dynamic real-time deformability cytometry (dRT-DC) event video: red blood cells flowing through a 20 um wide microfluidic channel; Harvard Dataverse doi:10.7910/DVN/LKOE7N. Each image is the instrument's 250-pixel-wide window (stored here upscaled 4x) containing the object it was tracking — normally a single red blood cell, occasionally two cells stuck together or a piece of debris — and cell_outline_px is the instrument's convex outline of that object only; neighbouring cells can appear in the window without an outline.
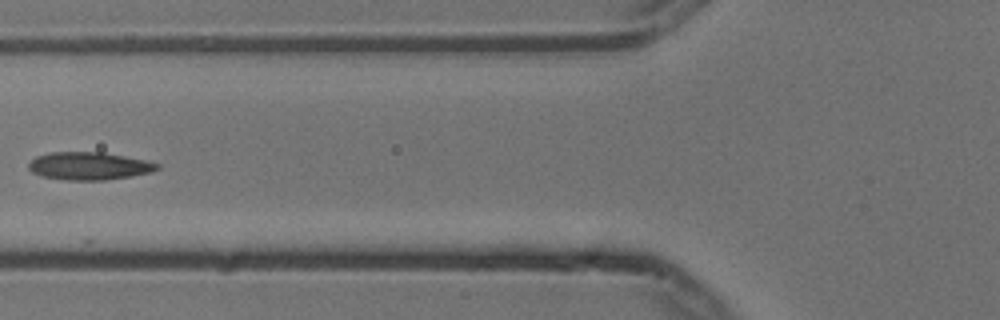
{"species": "common noctule bat (a hibernating species)", "species_latin": "Nyctalus noctula", "temperature_condition": "cold", "stored_images_in_passage": 8, "camera_frame_rate_fps": 3000, "um_per_image_px": 0.085, "animal": {"sex": "male", "body_mass_g": 13.3}, "frame": {"image": 1, "passage_image": 6, "time_ms": 1.667, "image_size_px": [1000, 320], "cell_outline_px": [[160, 168], [152, 172], [104, 180], [64, 180], [40, 176], [32, 172], [28, 168], [28, 164], [36, 156], [52, 152], [104, 152], [144, 160], [160, 164]], "centroid_in_image_um": [7.55, 14.11], "position_along_channel_um": 118.3, "area_um2": 20.75}}
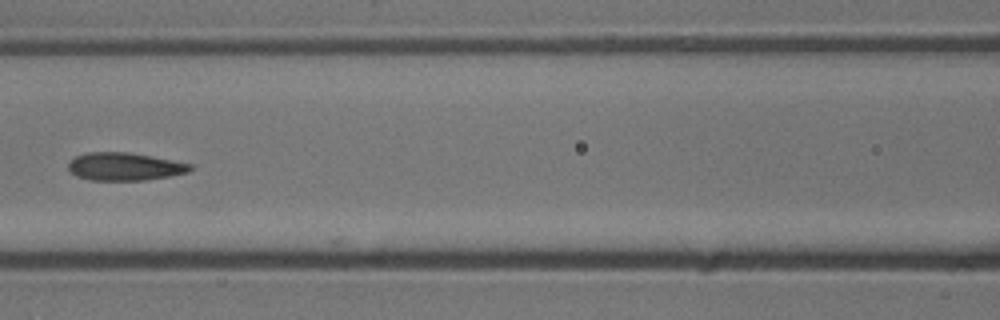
{"frame": {"image": 2, "passage_image": 7, "time_ms": 2.0, "image_size_px": [1000, 320], "cell_outline_px": [[192, 168], [188, 172], [148, 180], [88, 180], [76, 176], [68, 168], [68, 164], [76, 156], [88, 152], [128, 152], [192, 164]], "centroid_in_image_um": [10.57, 14.16], "position_along_channel_um": 156.0, "area_um2": 19.59}}
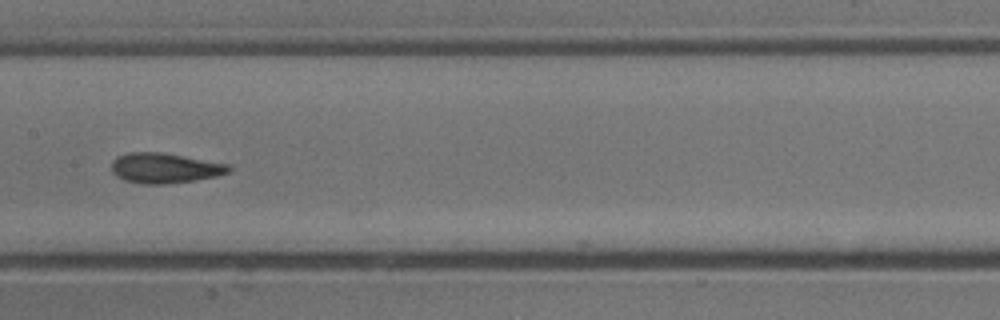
{"frame": {"image": 3, "passage_image": 8, "time_ms": 2.333, "image_size_px": [1000, 320], "cell_outline_px": [[232, 168], [228, 172], [216, 176], [192, 180], [164, 184], [140, 184], [124, 180], [116, 176], [112, 172], [112, 160], [116, 156], [132, 152], [160, 152], [228, 164]], "centroid_in_image_um": [13.95, 14.28], "position_along_channel_um": 193.5, "area_um2": 20.4}}